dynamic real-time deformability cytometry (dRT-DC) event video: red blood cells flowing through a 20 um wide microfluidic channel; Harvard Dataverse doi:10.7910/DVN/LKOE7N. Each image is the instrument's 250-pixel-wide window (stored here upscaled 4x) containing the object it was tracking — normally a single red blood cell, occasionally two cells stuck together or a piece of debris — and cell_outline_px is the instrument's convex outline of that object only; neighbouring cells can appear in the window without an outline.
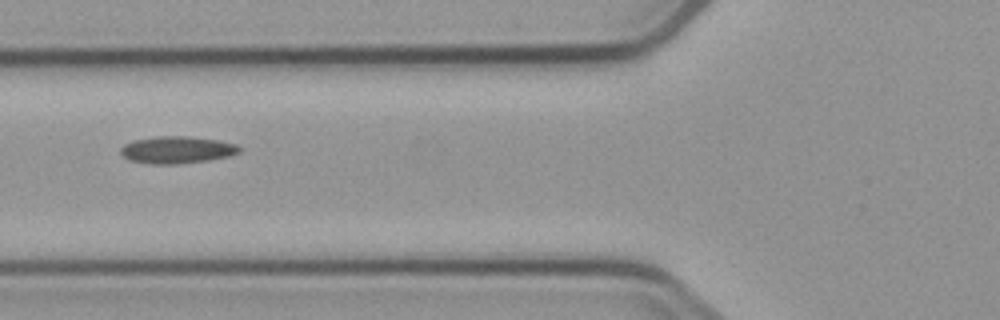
{"species": "common noctule bat (a hibernating species)", "species_latin": "Nyctalus noctula", "temperature_condition": "cold", "stored_images_in_passage": 5, "camera_frame_rate_fps": 3000, "um_per_image_px": 0.085, "animal": {"sex": "male", "body_mass_g": 23.1, "forearm_length_mm": 52.7}, "frame": {"image": 1, "passage_image": 2, "time_ms": 2.0, "image_size_px": [1000, 320], "cell_outline_px": [[240, 152], [228, 156], [208, 160], [176, 164], [152, 164], [128, 160], [120, 152], [120, 148], [124, 144], [132, 140], [156, 136], [188, 136], [220, 140], [236, 144], [240, 148]], "centroid_in_image_um": [15.02, 12.73], "position_along_channel_um": 110.8, "area_um2": 18.84}}
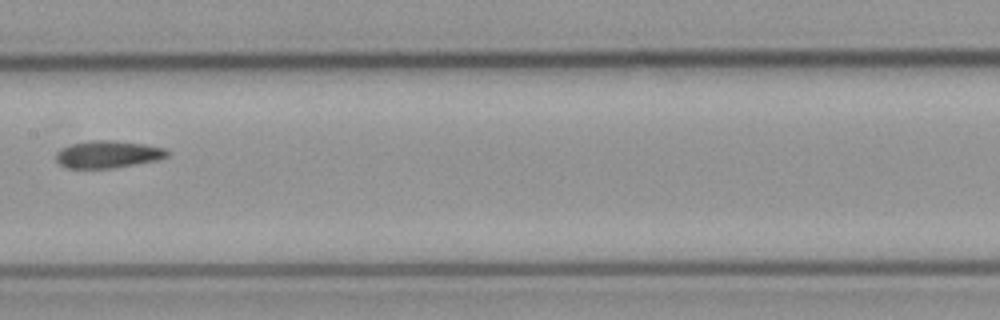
{"frame": {"image": 2, "passage_image": 4, "time_ms": 4.333, "image_size_px": [1000, 320], "cell_outline_px": [[168, 156], [156, 160], [112, 168], [64, 168], [56, 160], [56, 152], [60, 148], [72, 144], [88, 140], [116, 140], [144, 144], [164, 148], [168, 152]], "centroid_in_image_um": [9.12, 13.11], "position_along_channel_um": 198.3, "area_um2": 17.69}}
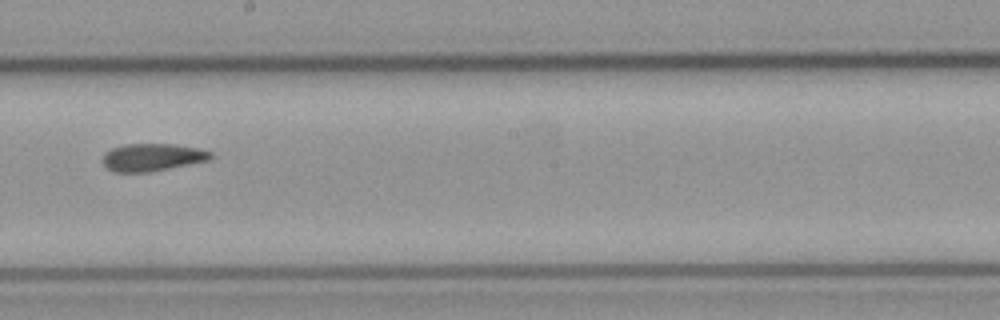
{"frame": {"image": 3, "passage_image": 5, "time_ms": 5.333, "image_size_px": [1000, 320], "cell_outline_px": [[212, 156], [208, 160], [148, 172], [112, 172], [100, 160], [104, 152], [112, 148], [124, 144], [172, 144], [200, 148], [212, 152]], "centroid_in_image_um": [12.89, 13.36], "position_along_channel_um": 235.3, "area_um2": 17.34}}